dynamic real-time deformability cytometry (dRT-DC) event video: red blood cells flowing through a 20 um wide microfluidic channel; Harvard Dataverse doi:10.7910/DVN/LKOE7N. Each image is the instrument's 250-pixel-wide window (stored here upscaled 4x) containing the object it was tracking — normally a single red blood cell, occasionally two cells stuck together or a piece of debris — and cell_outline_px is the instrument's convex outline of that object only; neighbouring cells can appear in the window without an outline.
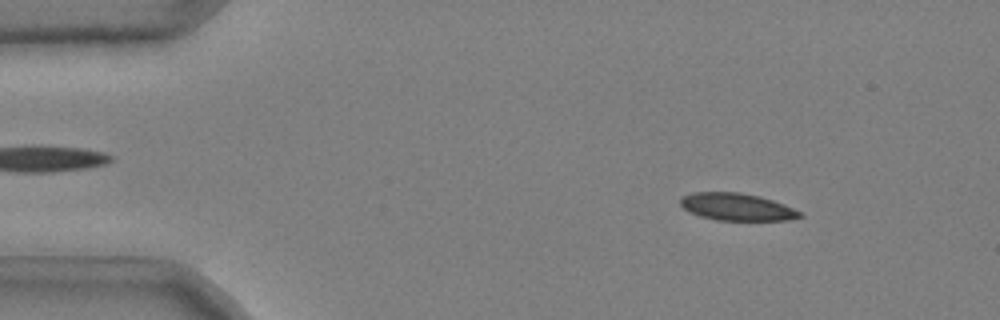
{"species": "common noctule bat (a hibernating species)", "species_latin": "Nyctalus noctula", "temperature_condition": "cold", "stored_images_in_passage": 50, "camera_frame_rate_fps": 3000, "um_per_image_px": 0.085, "animal": {"sex": "male", "body_mass_g": 20.4}, "frame": {"image": 1, "passage_image": 6, "time_ms": 1.667, "image_size_px": [1000, 320], "cell_outline_px": [[804, 216], [788, 220], [716, 220], [700, 216], [688, 212], [680, 204], [680, 196], [692, 192], [740, 192], [760, 196], [784, 204], [800, 212]], "centroid_in_image_um": [62.59, 17.58], "position_along_channel_um": 22.4, "area_um2": 19.07}}
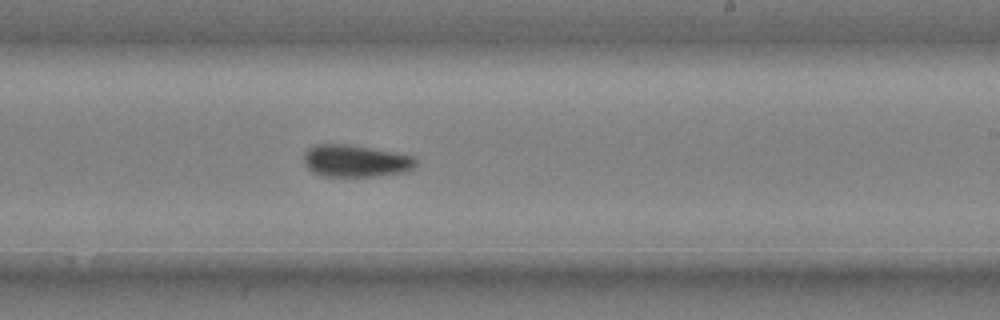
{"frame": {"image": 2, "passage_image": 31, "time_ms": 10.0, "image_size_px": [1000, 320], "cell_outline_px": [[416, 164], [412, 168], [404, 172], [384, 176], [324, 176], [312, 172], [304, 164], [304, 152], [308, 148], [316, 144], [344, 144], [368, 148], [412, 156], [416, 160]], "centroid_in_image_um": [30.18, 13.69], "position_along_channel_um": 258.8, "area_um2": 20.75}}
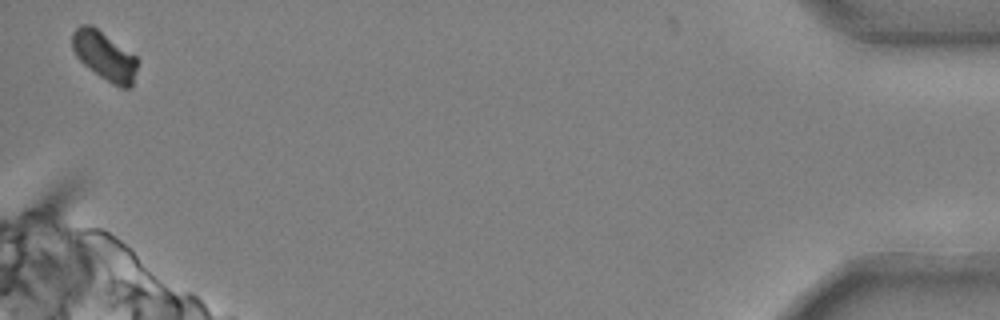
{"frame": {"image": 3, "passage_image": 50, "time_ms": 16.333, "image_size_px": [1000, 320], "cell_outline_px": [[140, 60], [132, 84], [128, 88], [120, 88], [112, 84], [88, 68], [76, 56], [72, 48], [72, 32], [80, 24], [92, 24], [136, 56]], "centroid_in_image_um": [8.89, 4.74], "position_along_channel_um": 426.3, "area_um2": 18.67}, "authors_computed_cell_mechanics": {"area_um2": 20.5768, "velocity_mm_per_s": 3.714, "shape_relaxation_time_tau1_ms": 8.1201, "shape_relaxation_time_tau2_ms": 11.3867, "deformation_change_tau1": 0.1461, "deformation_change_tau2": 0.1431}}